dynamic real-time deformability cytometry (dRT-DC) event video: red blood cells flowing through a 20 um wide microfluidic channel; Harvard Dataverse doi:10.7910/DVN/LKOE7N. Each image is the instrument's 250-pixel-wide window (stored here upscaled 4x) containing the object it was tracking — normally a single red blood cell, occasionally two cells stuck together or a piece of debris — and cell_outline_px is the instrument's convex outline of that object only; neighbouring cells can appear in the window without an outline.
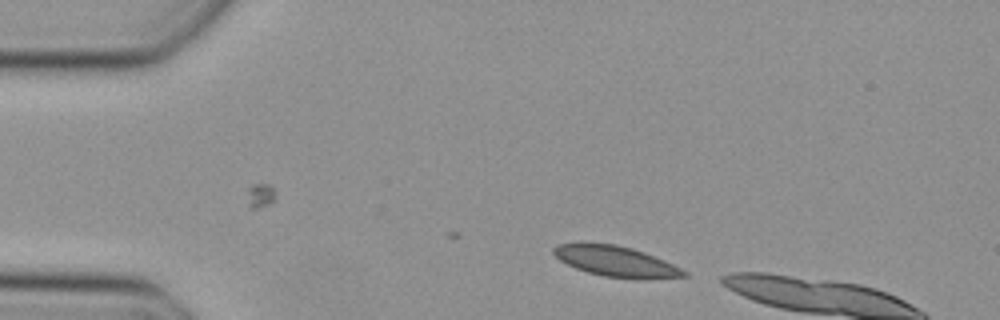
{"species": "Egyptian fruit bat (a non-hibernating species)", "species_latin": "Rousettus aegyptiacus", "temperature_condition": "cold", "stored_images_in_passage": 4, "camera_frame_rate_fps": 3000, "um_per_image_px": 0.085, "animal": {"sex": "female"}, "frame": {"image": 1, "passage_image": 1, "time_ms": 0.0, "image_size_px": [1000, 320], "cell_outline_px": [[688, 276], [648, 280], [636, 280], [604, 276], [588, 272], [576, 268], [560, 260], [552, 252], [552, 248], [556, 244], [580, 240], [584, 240], [616, 244], [632, 248], [644, 252], [664, 260], [688, 272]], "centroid_in_image_um": [52.31, 22.18], "position_along_channel_um": 32.7, "area_um2": 24.1}}